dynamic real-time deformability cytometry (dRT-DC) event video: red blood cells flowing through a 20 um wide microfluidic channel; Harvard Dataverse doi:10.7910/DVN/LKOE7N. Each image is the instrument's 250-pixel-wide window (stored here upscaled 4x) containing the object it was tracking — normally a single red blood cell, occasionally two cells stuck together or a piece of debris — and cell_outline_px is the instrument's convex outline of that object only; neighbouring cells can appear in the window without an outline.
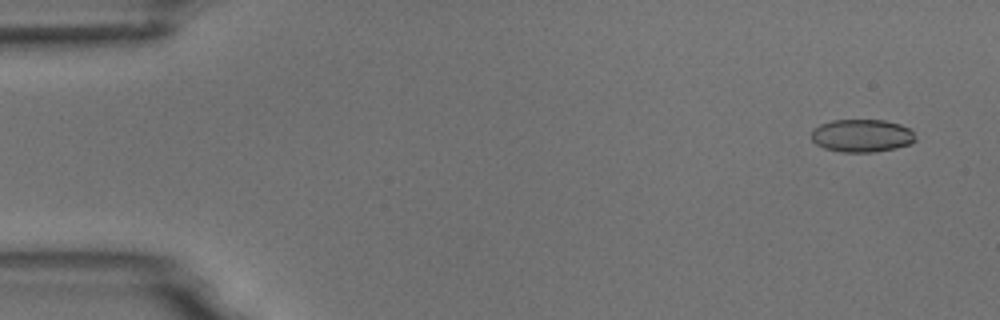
{"species": "common noctule bat (a hibernating species)", "species_latin": "Nyctalus noctula", "temperature_condition": "room temperature", "stored_images_in_passage": 4, "camera_frame_rate_fps": 3000, "um_per_image_px": 0.085, "animal": {"sex": "male", "body_mass_g": 18.8}, "frame": {"image": 1, "passage_image": 1, "time_ms": 0.0, "image_size_px": [1000, 320], "cell_outline_px": [[916, 140], [912, 144], [896, 148], [872, 152], [840, 152], [824, 148], [816, 144], [812, 140], [812, 128], [820, 124], [832, 120], [884, 120], [900, 124], [912, 128]], "centroid_in_image_um": [73.28, 11.53], "position_along_channel_um": 11.7, "area_um2": 20.17}}